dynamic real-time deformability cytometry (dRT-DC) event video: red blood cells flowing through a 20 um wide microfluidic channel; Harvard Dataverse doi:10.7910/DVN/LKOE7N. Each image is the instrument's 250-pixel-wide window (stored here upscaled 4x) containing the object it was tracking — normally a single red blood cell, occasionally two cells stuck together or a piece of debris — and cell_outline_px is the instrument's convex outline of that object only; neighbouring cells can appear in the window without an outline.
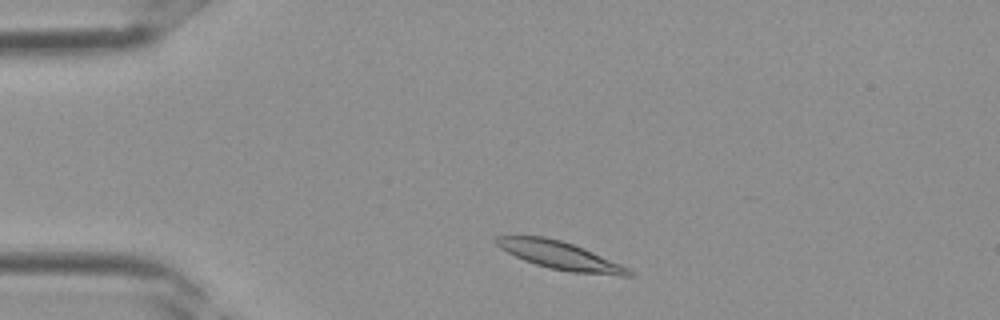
{"species": "Egyptian fruit bat (a non-hibernating species)", "species_latin": "Rousettus aegyptiacus", "temperature_condition": "room temperature", "stored_images_in_passage": 4, "camera_frame_rate_fps": 3000, "um_per_image_px": 0.085, "frame": {"image": 1, "passage_image": 4, "time_ms": 1.0, "image_size_px": [1000, 320], "cell_outline_px": [[636, 276], [620, 276], [572, 272], [548, 268], [524, 260], [500, 248], [492, 240], [496, 236], [544, 236], [560, 240], [572, 244], [592, 252], [620, 264], [628, 268]], "centroid_in_image_um": [47.59, 21.72], "position_along_channel_um": 37.4, "area_um2": 21.33}}